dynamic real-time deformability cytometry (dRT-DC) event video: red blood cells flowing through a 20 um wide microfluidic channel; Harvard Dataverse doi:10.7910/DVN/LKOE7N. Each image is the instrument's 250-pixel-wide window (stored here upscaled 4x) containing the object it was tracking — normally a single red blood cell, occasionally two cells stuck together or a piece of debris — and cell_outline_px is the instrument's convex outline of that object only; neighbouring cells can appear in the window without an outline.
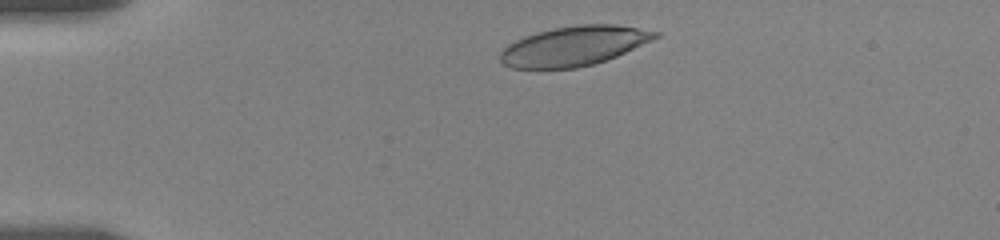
{"species": "human", "species_latin": "Homo sapiens", "temperature_condition": "room temperature", "stored_images_in_passage": 8, "camera_frame_rate_fps": 3000, "um_per_image_px": 0.085, "donor": {"sex": "female"}, "frame": {"image": 1, "passage_image": 1, "time_ms": 0.0, "image_size_px": [1000, 240], "cell_outline_px": [[660, 36], [652, 40], [616, 56], [592, 64], [576, 68], [512, 68], [504, 64], [500, 60], [500, 52], [508, 44], [516, 40], [536, 32], [552, 28], [580, 24], [616, 24], [660, 32]], "centroid_in_image_um": [48.78, 3.9], "position_along_channel_um": 36.2, "area_um2": 35.49}}
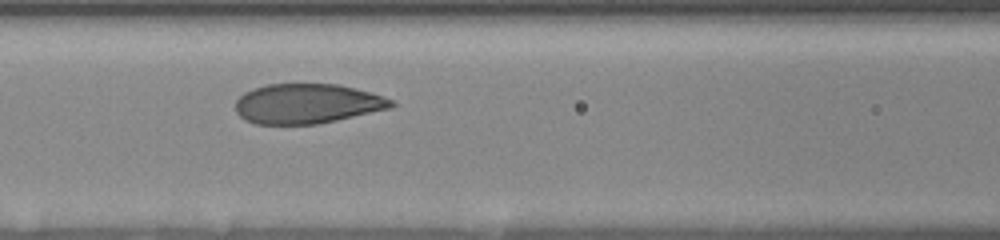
{"frame": {"image": 2, "passage_image": 5, "time_ms": 4.333, "image_size_px": [1000, 240], "cell_outline_px": [[396, 104], [392, 108], [336, 120], [316, 124], [256, 124], [244, 120], [236, 112], [236, 100], [244, 92], [268, 84], [336, 84], [356, 88], [372, 92], [392, 100]], "centroid_in_image_um": [26.11, 8.81], "position_along_channel_um": 140.5, "area_um2": 36.13}}
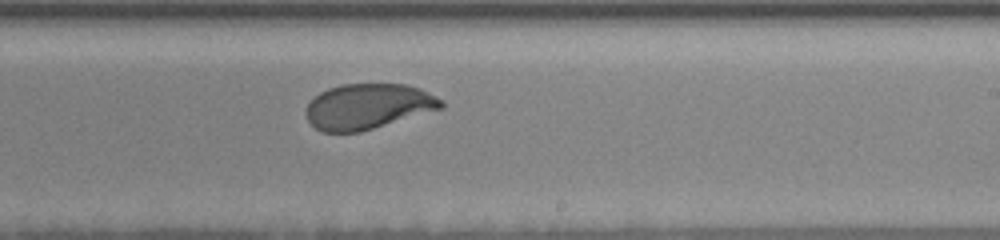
{"frame": {"image": 3, "passage_image": 8, "time_ms": 7.667, "image_size_px": [1000, 240], "cell_outline_px": [[444, 108], [360, 132], [324, 132], [316, 128], [308, 120], [304, 112], [308, 104], [320, 92], [328, 88], [340, 84], [404, 84], [420, 88], [444, 100]], "centroid_in_image_um": [31.3, 9.04], "position_along_channel_um": 257.7, "area_um2": 35.84}}